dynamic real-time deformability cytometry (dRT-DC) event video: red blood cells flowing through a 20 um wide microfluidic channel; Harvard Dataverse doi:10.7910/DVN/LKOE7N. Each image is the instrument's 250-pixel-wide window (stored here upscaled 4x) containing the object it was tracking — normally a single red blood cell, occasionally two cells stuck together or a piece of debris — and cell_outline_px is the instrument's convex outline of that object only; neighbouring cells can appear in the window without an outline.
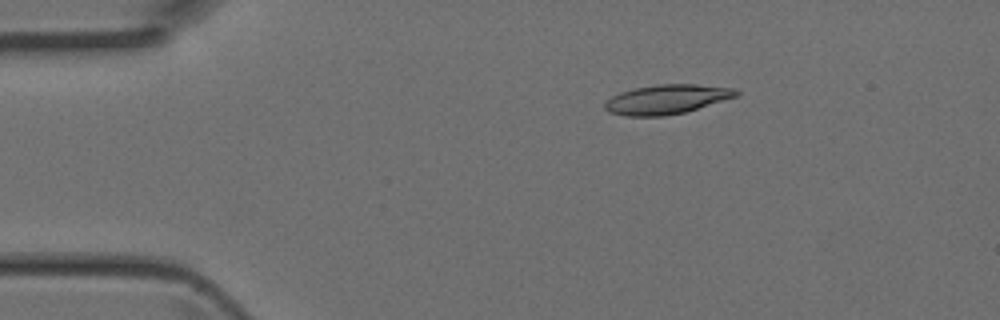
{"species": "Egyptian fruit bat (a non-hibernating species)", "species_latin": "Rousettus aegyptiacus", "temperature_condition": "room temperature", "stored_images_in_passage": 5, "camera_frame_rate_fps": 3000, "um_per_image_px": 0.085, "animal": {"sex": "female"}, "frame": {"image": 1, "passage_image": 3, "time_ms": 0.667, "image_size_px": [1000, 320], "cell_outline_px": [[740, 96], [684, 112], [664, 116], [624, 116], [608, 112], [604, 108], [604, 104], [612, 96], [620, 92], [636, 88], [656, 84], [696, 84], [736, 88], [740, 92]], "centroid_in_image_um": [56.71, 8.44], "position_along_channel_um": 28.3, "area_um2": 22.66}}
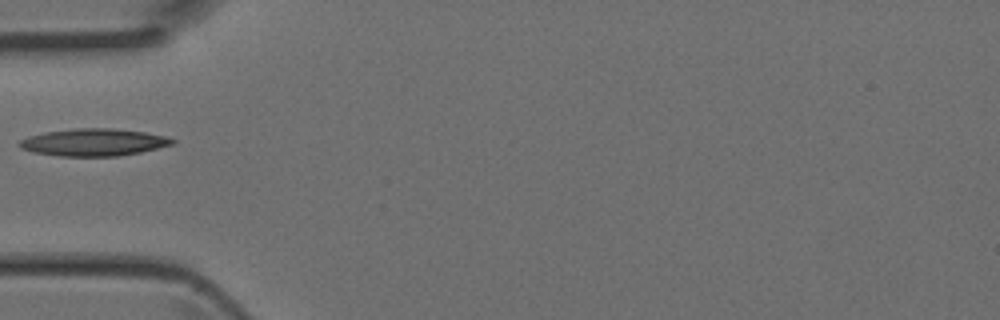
{"frame": {"image": 2, "passage_image": 5, "time_ms": 1.333, "image_size_px": [1000, 320], "cell_outline_px": [[176, 144], [140, 152], [116, 156], [60, 156], [32, 152], [20, 148], [16, 144], [20, 140], [28, 136], [44, 132], [76, 128], [112, 128], [144, 132], [164, 136], [176, 140]], "centroid_in_image_um": [7.93, 12.09], "position_along_channel_um": 77.1, "area_um2": 24.39}}